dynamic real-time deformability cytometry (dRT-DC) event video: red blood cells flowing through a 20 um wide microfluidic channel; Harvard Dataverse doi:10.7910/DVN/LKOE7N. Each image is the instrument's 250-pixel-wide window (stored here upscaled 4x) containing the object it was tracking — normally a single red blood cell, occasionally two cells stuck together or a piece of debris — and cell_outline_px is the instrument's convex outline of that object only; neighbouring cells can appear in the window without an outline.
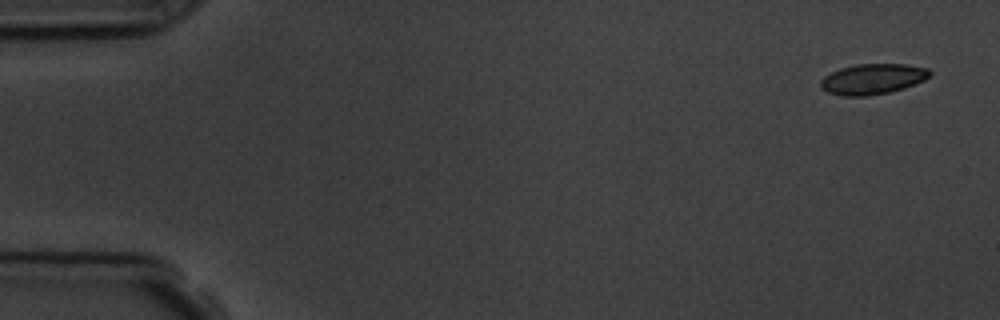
{"species": "common noctule bat (a hibernating species)", "species_latin": "Nyctalus noctula", "temperature_condition": "room temperature", "stored_images_in_passage": 6, "camera_frame_rate_fps": 3000, "um_per_image_px": 0.085, "animal": {"sex": "male", "body_mass_g": 19.5, "forearm_length_mm": 54.6}, "frame": {"image": 1, "passage_image": 1, "time_ms": 0.0, "image_size_px": [1000, 320], "cell_outline_px": [[932, 72], [924, 80], [904, 88], [888, 92], [868, 96], [844, 96], [828, 92], [820, 88], [820, 80], [824, 76], [840, 68], [856, 64], [904, 64], [928, 68]], "centroid_in_image_um": [74.15, 6.71], "position_along_channel_um": 10.8, "area_um2": 19.36}}
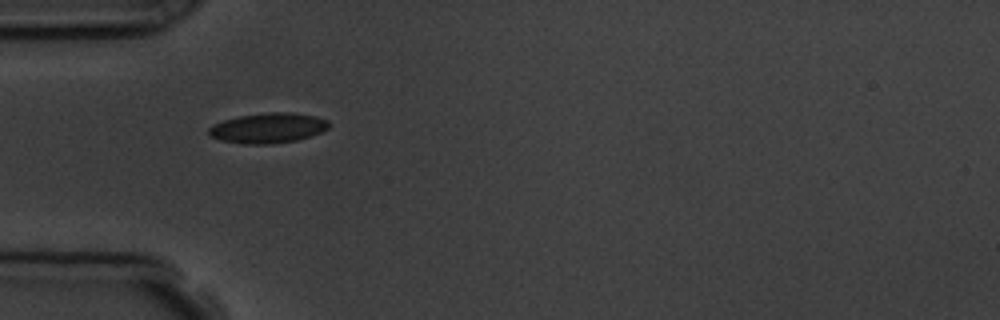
{"frame": {"image": 2, "passage_image": 5, "time_ms": 4.667, "image_size_px": [1000, 320], "cell_outline_px": [[332, 124], [328, 128], [320, 132], [296, 140], [272, 144], [244, 144], [220, 140], [212, 136], [208, 132], [208, 128], [224, 120], [240, 116], [268, 112], [288, 112], [316, 116], [328, 120]], "centroid_in_image_um": [22.81, 10.88], "position_along_channel_um": 62.2, "area_um2": 20.92}}